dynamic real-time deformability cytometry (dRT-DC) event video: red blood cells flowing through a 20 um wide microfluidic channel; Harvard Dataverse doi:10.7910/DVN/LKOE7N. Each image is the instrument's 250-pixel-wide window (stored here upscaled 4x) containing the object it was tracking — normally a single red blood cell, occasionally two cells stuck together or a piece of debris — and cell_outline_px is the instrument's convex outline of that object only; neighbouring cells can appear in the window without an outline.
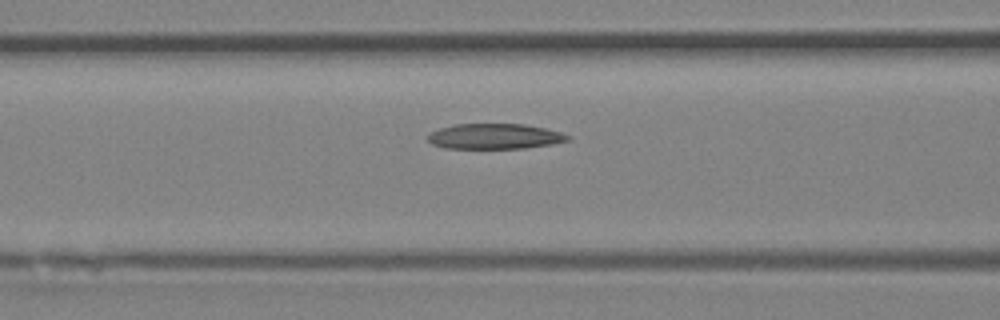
{"species": "Egyptian fruit bat (a non-hibernating species)", "species_latin": "Rousettus aegyptiacus", "temperature_condition": "room temperature", "stored_images_in_passage": 25, "camera_frame_rate_fps": 3000, "um_per_image_px": 0.085, "animal": {"sex": "female"}, "frame": {"image": 1, "passage_image": 8, "time_ms": 2.333, "image_size_px": [1000, 320], "cell_outline_px": [[572, 136], [568, 140], [552, 144], [524, 148], [444, 148], [432, 144], [428, 140], [428, 136], [432, 132], [440, 128], [452, 124], [524, 124], [544, 128], [560, 132]], "centroid_in_image_um": [42.05, 11.59], "position_along_channel_um": 124.6, "area_um2": 20.58}}
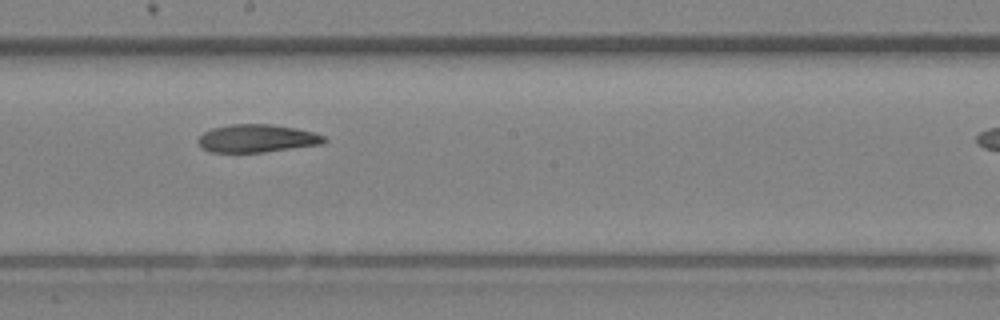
{"frame": {"image": 2, "passage_image": 14, "time_ms": 4.333, "image_size_px": [1000, 320], "cell_outline_px": [[328, 140], [324, 144], [264, 152], [208, 152], [200, 148], [196, 140], [204, 132], [212, 128], [232, 124], [272, 124], [296, 128], [312, 132], [324, 136]], "centroid_in_image_um": [21.82, 11.77], "position_along_channel_um": 226.4, "area_um2": 20.69}}
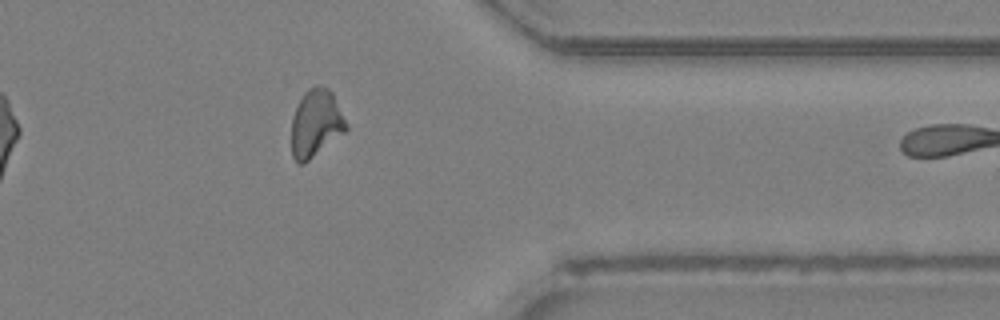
{"frame": {"image": 3, "passage_image": 24, "time_ms": 7.667, "image_size_px": [1000, 320], "cell_outline_px": [[348, 128], [344, 132], [304, 164], [300, 164], [292, 156], [292, 116], [304, 92], [308, 88], [316, 84], [328, 88], [332, 92], [348, 124]], "centroid_in_image_um": [26.85, 10.46], "position_along_channel_um": 384.6, "area_um2": 21.39}}